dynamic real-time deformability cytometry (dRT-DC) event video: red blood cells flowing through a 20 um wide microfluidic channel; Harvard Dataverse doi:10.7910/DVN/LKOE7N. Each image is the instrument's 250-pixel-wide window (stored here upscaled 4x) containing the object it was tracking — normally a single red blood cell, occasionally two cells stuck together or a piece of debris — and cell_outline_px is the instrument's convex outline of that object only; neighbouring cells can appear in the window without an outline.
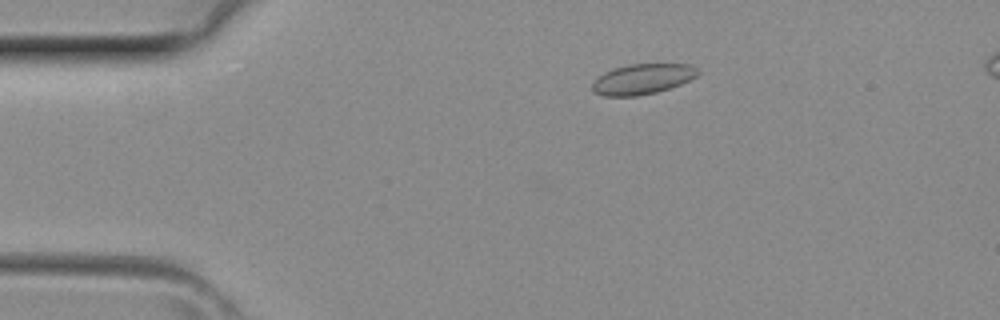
{"species": "common noctule bat (a hibernating species)", "species_latin": "Nyctalus noctula", "temperature_condition": "room temperature", "stored_images_in_passage": 3, "camera_frame_rate_fps": 3000, "um_per_image_px": 0.085, "animal": {"sex": "female", "body_mass_g": 29.2, "forearm_length_mm": 56.3}, "frame": {"image": 1, "passage_image": 2, "time_ms": 0.333, "image_size_px": [1000, 320], "cell_outline_px": [[700, 72], [696, 76], [680, 84], [656, 92], [636, 96], [604, 96], [596, 92], [592, 88], [592, 84], [604, 72], [628, 64], [692, 64], [700, 68]], "centroid_in_image_um": [54.66, 6.71], "position_along_channel_um": 30.3, "area_um2": 18.5}}